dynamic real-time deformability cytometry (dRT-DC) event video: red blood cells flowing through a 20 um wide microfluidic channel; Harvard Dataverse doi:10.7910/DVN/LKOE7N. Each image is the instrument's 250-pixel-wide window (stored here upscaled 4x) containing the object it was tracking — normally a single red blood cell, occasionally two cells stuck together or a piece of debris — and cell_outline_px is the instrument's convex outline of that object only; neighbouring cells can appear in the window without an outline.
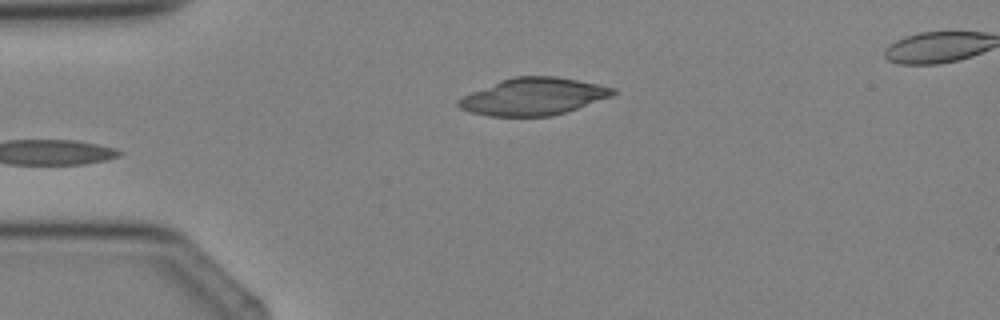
{"species": "Egyptian fruit bat (a non-hibernating species)", "species_latin": "Rousettus aegyptiacus", "temperature_condition": "cold", "stored_images_in_passage": 2, "camera_frame_rate_fps": 3000, "um_per_image_px": 0.085, "animal": {"sex": "female"}, "frame": {"image": 1, "passage_image": 2, "time_ms": 1.333, "image_size_px": [1000, 320], "cell_outline_px": [[616, 92], [612, 96], [552, 116], [488, 116], [468, 112], [460, 108], [456, 104], [456, 100], [472, 92], [500, 80], [512, 76], [556, 76], [616, 88]], "centroid_in_image_um": [45.3, 8.21], "position_along_channel_um": 39.7, "area_um2": 33.23}}